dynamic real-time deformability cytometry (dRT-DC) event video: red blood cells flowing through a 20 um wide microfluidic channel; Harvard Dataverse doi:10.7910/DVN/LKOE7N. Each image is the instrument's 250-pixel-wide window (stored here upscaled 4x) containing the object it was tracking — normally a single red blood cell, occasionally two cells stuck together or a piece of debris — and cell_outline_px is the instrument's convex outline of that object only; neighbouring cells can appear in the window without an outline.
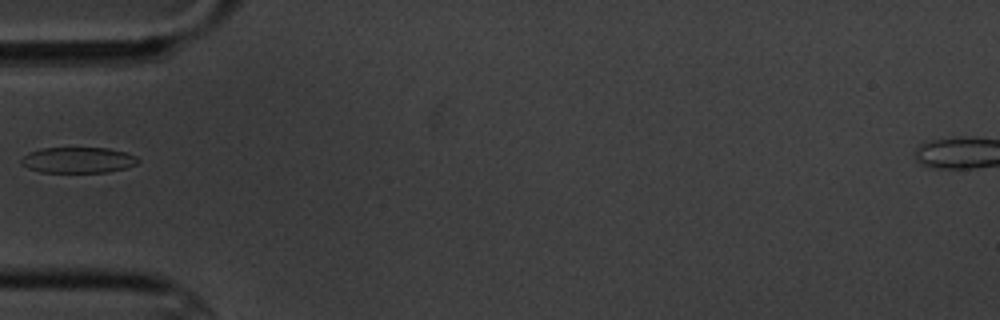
{"species": "common noctule bat (a hibernating species)", "species_latin": "Nyctalus noctula", "temperature_condition": "cold", "stored_images_in_passage": 8, "camera_frame_rate_fps": 3000, "um_per_image_px": 0.085, "animal": {"sex": "male", "body_mass_g": 20.1, "forearm_length_mm": 53.5}, "frame": {"image": 1, "passage_image": 6, "time_ms": 6.0, "image_size_px": [1000, 320], "cell_outline_px": [[140, 160], [136, 164], [128, 168], [108, 172], [40, 172], [28, 168], [20, 164], [20, 160], [28, 152], [40, 148], [108, 148], [128, 152], [136, 156]], "centroid_in_image_um": [6.65, 13.6], "position_along_channel_um": 78.4, "area_um2": 17.8}}
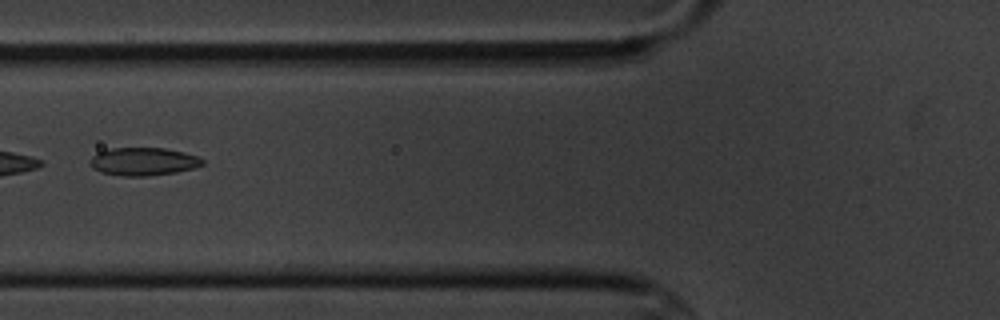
{"frame": {"image": 2, "passage_image": 7, "time_ms": 7.0, "image_size_px": [1000, 320], "cell_outline_px": [[204, 164], [192, 168], [176, 172], [148, 176], [120, 176], [100, 172], [92, 168], [88, 164], [88, 160], [96, 152], [112, 148], [164, 148], [184, 152], [196, 156], [204, 160]], "centroid_in_image_um": [12.12, 13.73], "position_along_channel_um": 113.7, "area_um2": 18.5}}
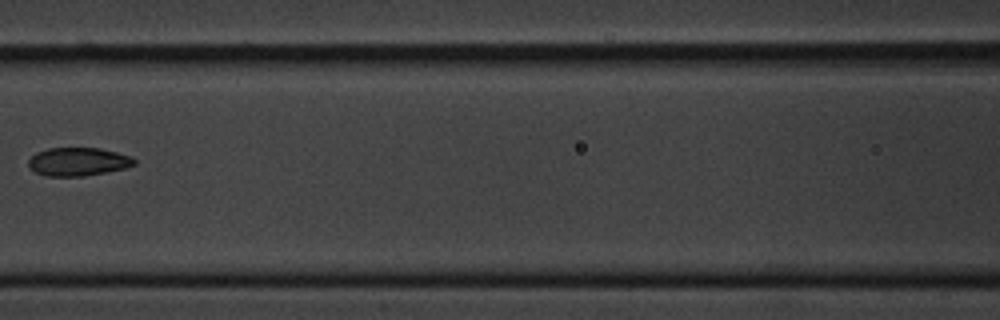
{"frame": {"image": 3, "passage_image": 8, "time_ms": 8.333, "image_size_px": [1000, 320], "cell_outline_px": [[136, 164], [124, 168], [84, 176], [44, 176], [28, 168], [28, 160], [36, 152], [48, 148], [100, 148], [132, 156], [136, 160]], "centroid_in_image_um": [6.61, 13.74], "position_along_channel_um": 160.0, "area_um2": 17.51}}